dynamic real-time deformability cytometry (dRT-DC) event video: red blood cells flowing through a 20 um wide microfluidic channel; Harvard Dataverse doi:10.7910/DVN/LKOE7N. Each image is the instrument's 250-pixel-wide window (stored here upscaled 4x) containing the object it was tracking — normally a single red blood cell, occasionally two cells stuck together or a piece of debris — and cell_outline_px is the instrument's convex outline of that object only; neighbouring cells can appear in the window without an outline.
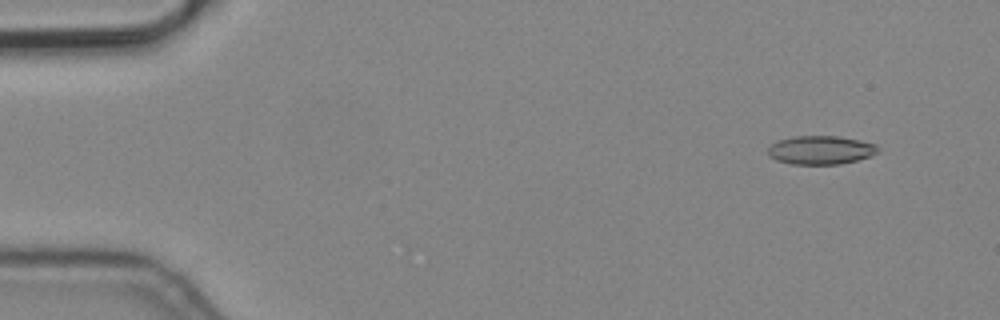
{"species": "common noctule bat (a hibernating species)", "species_latin": "Nyctalus noctula", "temperature_condition": "cold", "stored_images_in_passage": 5, "camera_frame_rate_fps": 3000, "um_per_image_px": 0.085, "animal": {"sex": "male", "body_mass_g": 19.2, "forearm_length_mm": 51.8}, "frame": {"image": 1, "passage_image": 1, "time_ms": 0.0, "image_size_px": [1000, 320], "cell_outline_px": [[876, 152], [872, 156], [840, 164], [792, 164], [776, 160], [768, 156], [768, 148], [776, 140], [796, 136], [836, 136], [860, 140], [876, 144]], "centroid_in_image_um": [69.72, 12.75], "position_along_channel_um": 15.3, "area_um2": 18.26}}
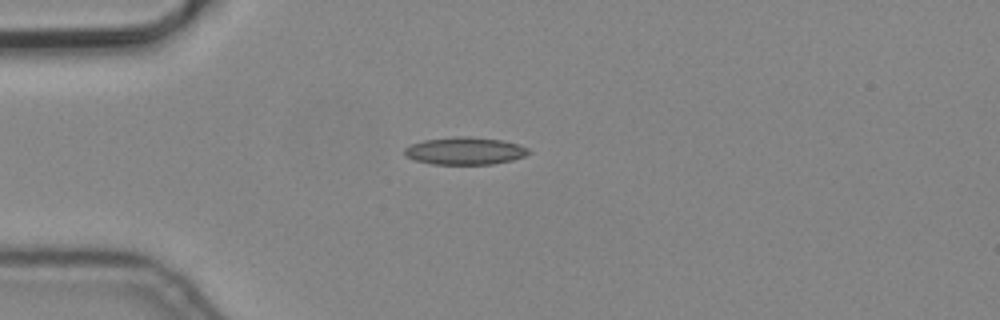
{"frame": {"image": 2, "passage_image": 3, "time_ms": 0.667, "image_size_px": [1000, 320], "cell_outline_px": [[532, 152], [524, 156], [512, 160], [492, 164], [432, 164], [416, 160], [404, 156], [404, 148], [412, 144], [424, 140], [456, 136], [468, 136], [504, 140], [520, 144], [528, 148]], "centroid_in_image_um": [39.54, 12.82], "position_along_channel_um": 45.5, "area_um2": 20.0}}